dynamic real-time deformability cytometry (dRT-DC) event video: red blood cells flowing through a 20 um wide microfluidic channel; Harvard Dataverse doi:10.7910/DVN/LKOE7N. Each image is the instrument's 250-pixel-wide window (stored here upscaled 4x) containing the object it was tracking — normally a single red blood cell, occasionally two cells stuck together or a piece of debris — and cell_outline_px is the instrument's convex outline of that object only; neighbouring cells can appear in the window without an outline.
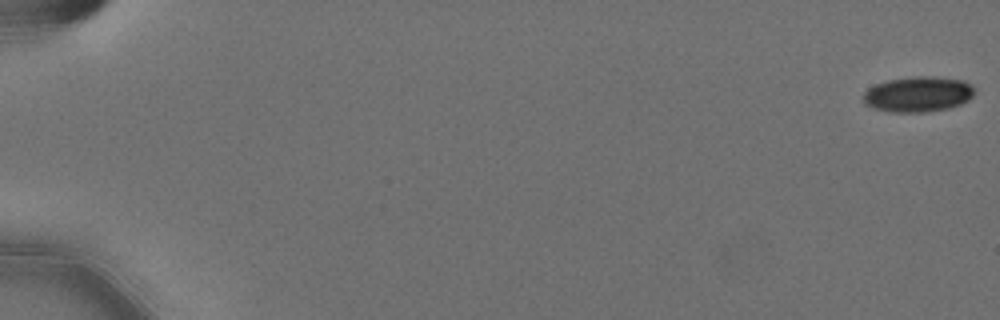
{"species": "Egyptian fruit bat (a non-hibernating species)", "species_latin": "Rousettus aegyptiacus", "temperature_condition": "cold", "stored_images_in_passage": 58, "camera_frame_rate_fps": 3000, "um_per_image_px": 0.085, "animal": {"sex": "female"}, "frame": {"image": 1, "passage_image": 1, "time_ms": 0.0, "image_size_px": [1000, 320], "cell_outline_px": [[976, 88], [972, 96], [968, 100], [960, 104], [948, 108], [924, 112], [888, 112], [872, 108], [864, 104], [864, 92], [868, 88], [876, 84], [888, 80], [912, 76], [932, 76], [964, 80], [972, 84]], "centroid_in_image_um": [78.04, 8.0], "position_along_channel_um": 7.0, "area_um2": 23.18}}
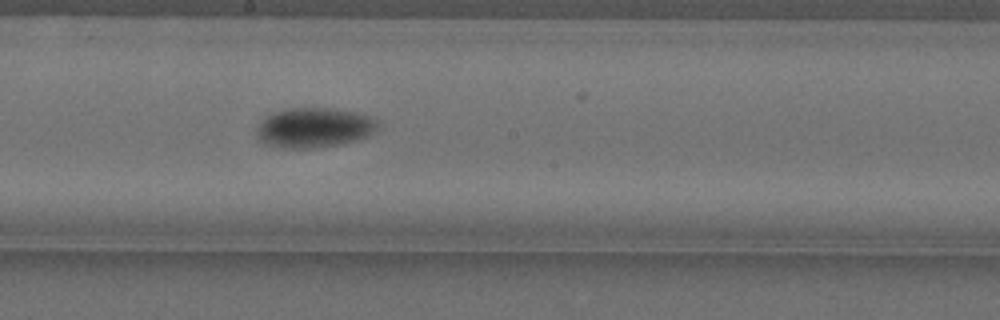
{"frame": {"image": 2, "passage_image": 34, "time_ms": 11.0, "image_size_px": [1000, 320], "cell_outline_px": [[380, 124], [368, 136], [356, 140], [340, 144], [308, 148], [288, 148], [264, 144], [256, 140], [256, 128], [264, 116], [272, 112], [284, 108], [332, 108], [356, 112], [372, 116], [380, 120]], "centroid_in_image_um": [26.67, 10.83], "position_along_channel_um": 221.5, "area_um2": 28.61}}
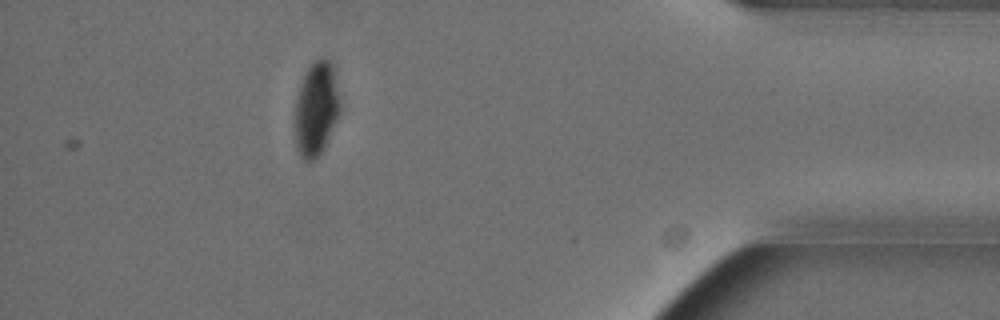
{"frame": {"image": 3, "passage_image": 53, "time_ms": 17.333, "image_size_px": [1000, 320], "cell_outline_px": [[340, 112], [324, 148], [312, 160], [304, 160], [300, 156], [296, 148], [296, 100], [300, 84], [308, 68], [320, 56], [324, 56], [332, 60], [340, 104]], "centroid_in_image_um": [26.9, 9.2], "position_along_channel_um": 408.3, "area_um2": 24.45}, "authors_computed_cell_mechanics": {"area_um2": 25.3164, "velocity_mm_per_s": 3.5871, "shape_relaxation_time_tau1_ms": 4.3238, "shape_relaxation_time_tau2_ms": null, "deformation_change_tau1": 0.1187, "deformation_change_tau2": null}}